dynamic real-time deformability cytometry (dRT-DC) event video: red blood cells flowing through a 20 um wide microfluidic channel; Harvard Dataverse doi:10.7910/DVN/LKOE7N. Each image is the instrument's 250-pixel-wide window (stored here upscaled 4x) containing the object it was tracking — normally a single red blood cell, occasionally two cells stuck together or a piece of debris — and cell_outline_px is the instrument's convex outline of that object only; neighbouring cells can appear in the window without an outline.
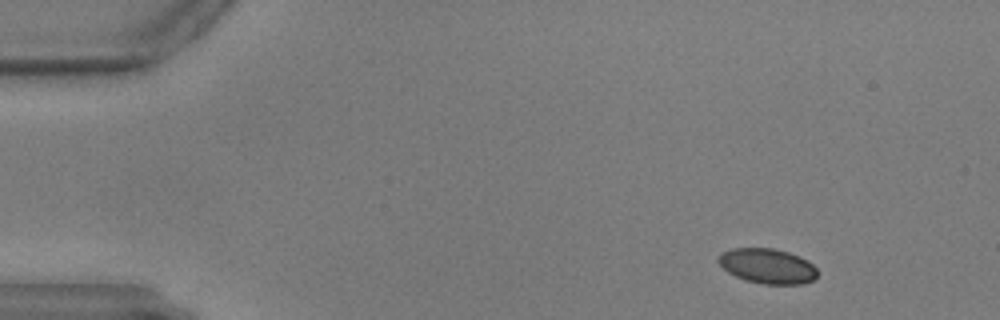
{"species": "common noctule bat (a hibernating species)", "species_latin": "Nyctalus noctula", "temperature_condition": "warm", "stored_images_in_passage": 58, "camera_frame_rate_fps": 3000, "um_per_image_px": 0.085, "animal": {"sex": "male", "body_mass_g": 17.9, "forearm_length_mm": 54.2}, "frame": {"image": 1, "passage_image": 6, "time_ms": 1.667, "image_size_px": [1000, 320], "cell_outline_px": [[816, 276], [812, 280], [800, 284], [764, 284], [744, 280], [728, 272], [716, 260], [716, 256], [732, 248], [772, 248], [788, 252], [800, 256], [808, 260], [816, 268]], "centroid_in_image_um": [65.21, 22.6], "position_along_channel_um": 19.8, "area_um2": 20.17}}
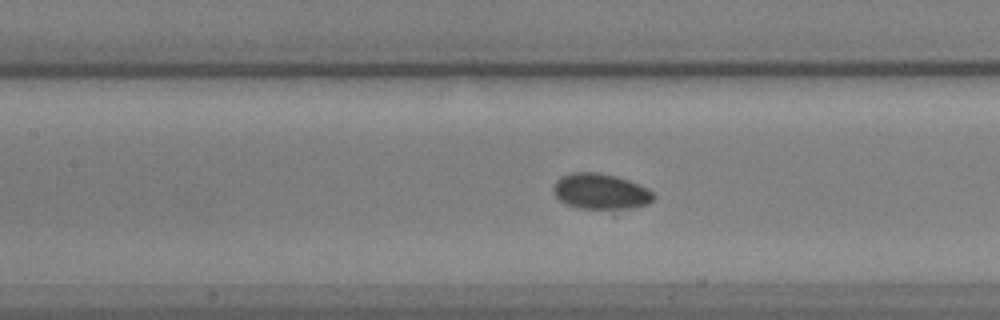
{"frame": {"image": 2, "passage_image": 26, "time_ms": 8.333, "image_size_px": [1000, 320], "cell_outline_px": [[656, 196], [648, 204], [616, 216], [612, 216], [576, 208], [564, 204], [556, 196], [552, 188], [556, 180], [572, 172], [600, 172], [616, 176], [628, 180], [648, 188]], "centroid_in_image_um": [51.12, 16.41], "position_along_channel_um": 156.3, "area_um2": 22.77}}
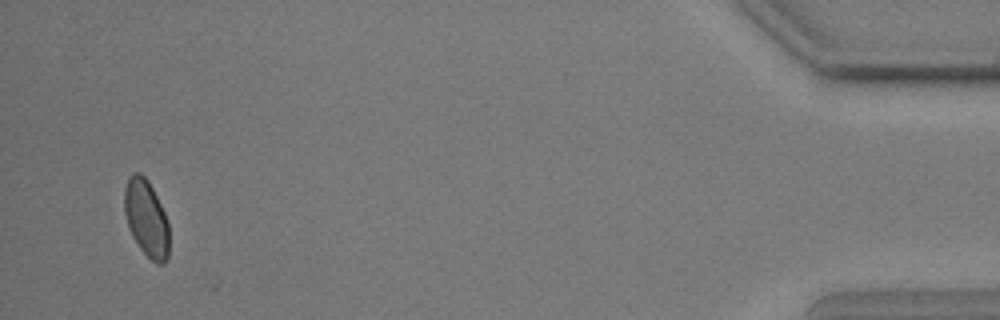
{"frame": {"image": 3, "passage_image": 56, "time_ms": 18.333, "image_size_px": [1000, 320], "cell_outline_px": [[168, 256], [164, 264], [156, 264], [140, 248], [132, 236], [128, 228], [124, 212], [124, 188], [132, 172], [140, 172], [148, 180], [164, 212], [168, 224]], "centroid_in_image_um": [12.42, 18.55], "position_along_channel_um": 422.8, "area_um2": 19.94}}